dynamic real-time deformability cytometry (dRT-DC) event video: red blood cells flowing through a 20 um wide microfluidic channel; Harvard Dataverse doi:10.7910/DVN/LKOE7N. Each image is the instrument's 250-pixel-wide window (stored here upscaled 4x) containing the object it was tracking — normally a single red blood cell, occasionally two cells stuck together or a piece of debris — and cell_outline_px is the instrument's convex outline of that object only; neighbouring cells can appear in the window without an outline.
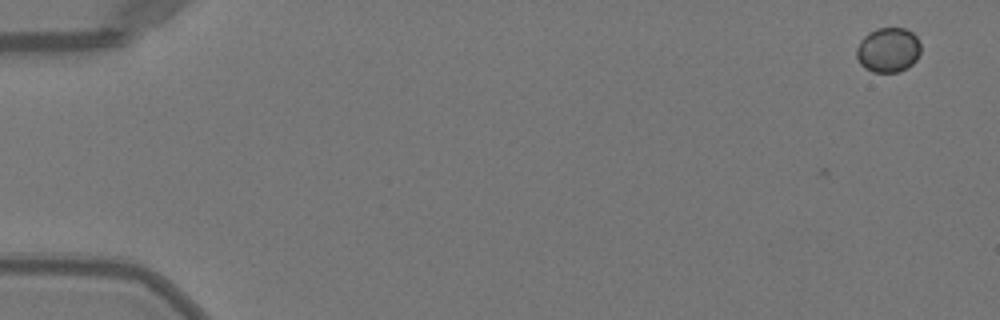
{"species": "Egyptian fruit bat (a non-hibernating species)", "species_latin": "Rousettus aegyptiacus", "temperature_condition": "warm", "stored_images_in_passage": 3, "camera_frame_rate_fps": 3000, "um_per_image_px": 0.085, "animal": {"sex": "female"}, "frame": {"image": 1, "passage_image": 3, "time_ms": 0.667, "image_size_px": [1000, 320], "cell_outline_px": [[920, 52], [916, 60], [908, 68], [900, 72], [872, 72], [864, 68], [860, 64], [856, 56], [856, 48], [860, 40], [868, 32], [876, 28], [904, 28], [912, 32], [916, 36], [920, 44]], "centroid_in_image_um": [75.48, 4.25], "position_along_channel_um": 9.5, "area_um2": 16.99}}